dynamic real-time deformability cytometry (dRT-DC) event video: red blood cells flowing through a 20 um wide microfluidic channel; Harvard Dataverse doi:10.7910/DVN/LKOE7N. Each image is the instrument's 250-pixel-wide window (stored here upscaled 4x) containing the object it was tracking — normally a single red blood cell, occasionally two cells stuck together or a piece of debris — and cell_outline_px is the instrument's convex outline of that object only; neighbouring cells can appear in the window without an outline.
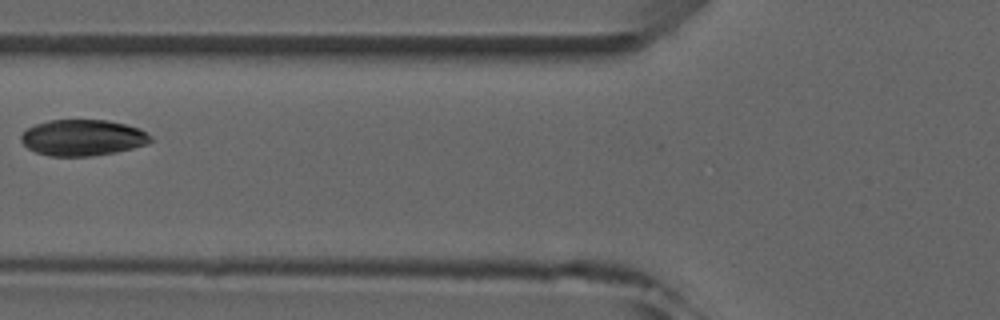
{"species": "common noctule bat (a hibernating species)", "species_latin": "Nyctalus noctula", "temperature_condition": "room temperature", "stored_images_in_passage": 6, "camera_frame_rate_fps": 3000, "um_per_image_px": 0.085, "animal": {"sex": "male", "forearm_length_mm": 52.5}, "frame": {"image": 1, "passage_image": 5, "time_ms": 5.667, "image_size_px": [1000, 320], "cell_outline_px": [[152, 140], [148, 144], [116, 152], [92, 156], [48, 156], [36, 152], [28, 148], [20, 140], [20, 136], [28, 128], [36, 124], [48, 120], [108, 120], [140, 128], [152, 136]], "centroid_in_image_um": [7.04, 11.7], "position_along_channel_um": 118.8, "area_um2": 27.34}}
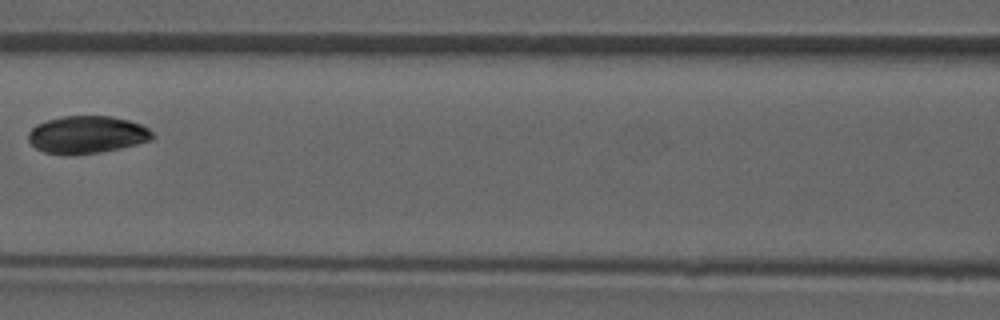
{"frame": {"image": 2, "passage_image": 6, "time_ms": 6.667, "image_size_px": [1000, 320], "cell_outline_px": [[156, 136], [148, 140], [136, 144], [120, 148], [100, 152], [44, 152], [36, 148], [28, 140], [28, 132], [36, 124], [60, 116], [112, 116], [128, 120], [140, 124], [148, 128]], "centroid_in_image_um": [7.4, 11.4], "position_along_channel_um": 159.2, "area_um2": 26.41}}